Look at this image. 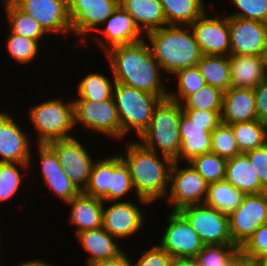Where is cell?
<instances>
[{
	"mask_svg": "<svg viewBox=\"0 0 267 266\" xmlns=\"http://www.w3.org/2000/svg\"><path fill=\"white\" fill-rule=\"evenodd\" d=\"M254 120L258 119L253 89L231 87L224 92L222 122L235 124Z\"/></svg>",
	"mask_w": 267,
	"mask_h": 266,
	"instance_id": "22",
	"label": "cell"
},
{
	"mask_svg": "<svg viewBox=\"0 0 267 266\" xmlns=\"http://www.w3.org/2000/svg\"><path fill=\"white\" fill-rule=\"evenodd\" d=\"M233 266H260V260H252L240 255Z\"/></svg>",
	"mask_w": 267,
	"mask_h": 266,
	"instance_id": "51",
	"label": "cell"
},
{
	"mask_svg": "<svg viewBox=\"0 0 267 266\" xmlns=\"http://www.w3.org/2000/svg\"><path fill=\"white\" fill-rule=\"evenodd\" d=\"M62 97L51 98L30 106L28 113L34 131L36 144H48L55 140L73 138L74 106L72 100L65 102Z\"/></svg>",
	"mask_w": 267,
	"mask_h": 266,
	"instance_id": "6",
	"label": "cell"
},
{
	"mask_svg": "<svg viewBox=\"0 0 267 266\" xmlns=\"http://www.w3.org/2000/svg\"><path fill=\"white\" fill-rule=\"evenodd\" d=\"M113 100L121 122V139L134 131L137 138L148 128L155 107L162 100L149 92L115 83Z\"/></svg>",
	"mask_w": 267,
	"mask_h": 266,
	"instance_id": "5",
	"label": "cell"
},
{
	"mask_svg": "<svg viewBox=\"0 0 267 266\" xmlns=\"http://www.w3.org/2000/svg\"><path fill=\"white\" fill-rule=\"evenodd\" d=\"M101 27L104 28H99L97 33H101L100 35L104 37L96 35L92 39L97 42L95 45H98L103 53L112 47L144 39V34L133 18L120 5Z\"/></svg>",
	"mask_w": 267,
	"mask_h": 266,
	"instance_id": "20",
	"label": "cell"
},
{
	"mask_svg": "<svg viewBox=\"0 0 267 266\" xmlns=\"http://www.w3.org/2000/svg\"><path fill=\"white\" fill-rule=\"evenodd\" d=\"M245 154L260 179L262 189L267 192V142Z\"/></svg>",
	"mask_w": 267,
	"mask_h": 266,
	"instance_id": "46",
	"label": "cell"
},
{
	"mask_svg": "<svg viewBox=\"0 0 267 266\" xmlns=\"http://www.w3.org/2000/svg\"><path fill=\"white\" fill-rule=\"evenodd\" d=\"M103 207L102 227L118 239L125 241L126 238L133 237L144 226V217L146 218V216L137 203L125 199L104 202Z\"/></svg>",
	"mask_w": 267,
	"mask_h": 266,
	"instance_id": "15",
	"label": "cell"
},
{
	"mask_svg": "<svg viewBox=\"0 0 267 266\" xmlns=\"http://www.w3.org/2000/svg\"><path fill=\"white\" fill-rule=\"evenodd\" d=\"M163 74L196 67L203 56L190 26L166 25L144 35Z\"/></svg>",
	"mask_w": 267,
	"mask_h": 266,
	"instance_id": "3",
	"label": "cell"
},
{
	"mask_svg": "<svg viewBox=\"0 0 267 266\" xmlns=\"http://www.w3.org/2000/svg\"><path fill=\"white\" fill-rule=\"evenodd\" d=\"M204 245H235L229 233V216L205 204L188 205L179 210Z\"/></svg>",
	"mask_w": 267,
	"mask_h": 266,
	"instance_id": "9",
	"label": "cell"
},
{
	"mask_svg": "<svg viewBox=\"0 0 267 266\" xmlns=\"http://www.w3.org/2000/svg\"><path fill=\"white\" fill-rule=\"evenodd\" d=\"M204 0H160L167 25L189 26L206 11Z\"/></svg>",
	"mask_w": 267,
	"mask_h": 266,
	"instance_id": "28",
	"label": "cell"
},
{
	"mask_svg": "<svg viewBox=\"0 0 267 266\" xmlns=\"http://www.w3.org/2000/svg\"><path fill=\"white\" fill-rule=\"evenodd\" d=\"M183 112L195 123L220 124L222 111L183 109Z\"/></svg>",
	"mask_w": 267,
	"mask_h": 266,
	"instance_id": "47",
	"label": "cell"
},
{
	"mask_svg": "<svg viewBox=\"0 0 267 266\" xmlns=\"http://www.w3.org/2000/svg\"><path fill=\"white\" fill-rule=\"evenodd\" d=\"M208 13L206 11L200 18L189 25L195 39L203 55L229 56L230 31L228 16L218 15L216 12L214 13L215 17H209Z\"/></svg>",
	"mask_w": 267,
	"mask_h": 266,
	"instance_id": "14",
	"label": "cell"
},
{
	"mask_svg": "<svg viewBox=\"0 0 267 266\" xmlns=\"http://www.w3.org/2000/svg\"><path fill=\"white\" fill-rule=\"evenodd\" d=\"M79 141V137L55 140L48 145L56 153L64 172L76 186L83 191L87 186L93 165L96 160L88 152V148Z\"/></svg>",
	"mask_w": 267,
	"mask_h": 266,
	"instance_id": "13",
	"label": "cell"
},
{
	"mask_svg": "<svg viewBox=\"0 0 267 266\" xmlns=\"http://www.w3.org/2000/svg\"><path fill=\"white\" fill-rule=\"evenodd\" d=\"M224 92L205 84L196 93L188 96L182 103L183 109L222 111Z\"/></svg>",
	"mask_w": 267,
	"mask_h": 266,
	"instance_id": "40",
	"label": "cell"
},
{
	"mask_svg": "<svg viewBox=\"0 0 267 266\" xmlns=\"http://www.w3.org/2000/svg\"><path fill=\"white\" fill-rule=\"evenodd\" d=\"M228 216L231 239L240 248L259 226L267 223V192L244 195Z\"/></svg>",
	"mask_w": 267,
	"mask_h": 266,
	"instance_id": "10",
	"label": "cell"
},
{
	"mask_svg": "<svg viewBox=\"0 0 267 266\" xmlns=\"http://www.w3.org/2000/svg\"><path fill=\"white\" fill-rule=\"evenodd\" d=\"M197 68L206 84L223 92L232 87L228 56L203 55Z\"/></svg>",
	"mask_w": 267,
	"mask_h": 266,
	"instance_id": "30",
	"label": "cell"
},
{
	"mask_svg": "<svg viewBox=\"0 0 267 266\" xmlns=\"http://www.w3.org/2000/svg\"><path fill=\"white\" fill-rule=\"evenodd\" d=\"M189 163L209 184L225 179L227 160L213 152L194 157Z\"/></svg>",
	"mask_w": 267,
	"mask_h": 266,
	"instance_id": "41",
	"label": "cell"
},
{
	"mask_svg": "<svg viewBox=\"0 0 267 266\" xmlns=\"http://www.w3.org/2000/svg\"><path fill=\"white\" fill-rule=\"evenodd\" d=\"M31 168L30 164L0 162V203L9 201L19 192L23 178L29 175Z\"/></svg>",
	"mask_w": 267,
	"mask_h": 266,
	"instance_id": "35",
	"label": "cell"
},
{
	"mask_svg": "<svg viewBox=\"0 0 267 266\" xmlns=\"http://www.w3.org/2000/svg\"><path fill=\"white\" fill-rule=\"evenodd\" d=\"M174 161L170 170L169 190L167 196L171 211H179L188 205L204 204L207 197L208 183L189 163L179 166Z\"/></svg>",
	"mask_w": 267,
	"mask_h": 266,
	"instance_id": "7",
	"label": "cell"
},
{
	"mask_svg": "<svg viewBox=\"0 0 267 266\" xmlns=\"http://www.w3.org/2000/svg\"><path fill=\"white\" fill-rule=\"evenodd\" d=\"M231 86L254 89L267 79L263 56L229 55Z\"/></svg>",
	"mask_w": 267,
	"mask_h": 266,
	"instance_id": "25",
	"label": "cell"
},
{
	"mask_svg": "<svg viewBox=\"0 0 267 266\" xmlns=\"http://www.w3.org/2000/svg\"><path fill=\"white\" fill-rule=\"evenodd\" d=\"M3 7L8 21V28L11 32L35 39L40 44L41 39L49 34L31 15L21 11L11 0H3ZM47 34V35H46Z\"/></svg>",
	"mask_w": 267,
	"mask_h": 266,
	"instance_id": "29",
	"label": "cell"
},
{
	"mask_svg": "<svg viewBox=\"0 0 267 266\" xmlns=\"http://www.w3.org/2000/svg\"><path fill=\"white\" fill-rule=\"evenodd\" d=\"M244 194L225 179L208 184L205 205L223 214H231L242 202Z\"/></svg>",
	"mask_w": 267,
	"mask_h": 266,
	"instance_id": "31",
	"label": "cell"
},
{
	"mask_svg": "<svg viewBox=\"0 0 267 266\" xmlns=\"http://www.w3.org/2000/svg\"><path fill=\"white\" fill-rule=\"evenodd\" d=\"M65 204L70 207L68 222L75 226V236L79 232L102 227L103 200L81 192Z\"/></svg>",
	"mask_w": 267,
	"mask_h": 266,
	"instance_id": "24",
	"label": "cell"
},
{
	"mask_svg": "<svg viewBox=\"0 0 267 266\" xmlns=\"http://www.w3.org/2000/svg\"><path fill=\"white\" fill-rule=\"evenodd\" d=\"M72 36L82 38L97 32L119 6V0H68Z\"/></svg>",
	"mask_w": 267,
	"mask_h": 266,
	"instance_id": "11",
	"label": "cell"
},
{
	"mask_svg": "<svg viewBox=\"0 0 267 266\" xmlns=\"http://www.w3.org/2000/svg\"><path fill=\"white\" fill-rule=\"evenodd\" d=\"M105 76L103 73L90 72L84 75L77 87L76 99H88L92 101H105L113 99L115 79Z\"/></svg>",
	"mask_w": 267,
	"mask_h": 266,
	"instance_id": "32",
	"label": "cell"
},
{
	"mask_svg": "<svg viewBox=\"0 0 267 266\" xmlns=\"http://www.w3.org/2000/svg\"><path fill=\"white\" fill-rule=\"evenodd\" d=\"M133 190V191H132ZM134 192L127 164L119 154L113 155V172L110 173L109 201H120Z\"/></svg>",
	"mask_w": 267,
	"mask_h": 266,
	"instance_id": "39",
	"label": "cell"
},
{
	"mask_svg": "<svg viewBox=\"0 0 267 266\" xmlns=\"http://www.w3.org/2000/svg\"><path fill=\"white\" fill-rule=\"evenodd\" d=\"M182 105L168 98L155 107L148 128L138 137L145 148L159 155L178 161L180 148V117Z\"/></svg>",
	"mask_w": 267,
	"mask_h": 266,
	"instance_id": "4",
	"label": "cell"
},
{
	"mask_svg": "<svg viewBox=\"0 0 267 266\" xmlns=\"http://www.w3.org/2000/svg\"><path fill=\"white\" fill-rule=\"evenodd\" d=\"M119 5L144 35L167 25L160 0H119Z\"/></svg>",
	"mask_w": 267,
	"mask_h": 266,
	"instance_id": "26",
	"label": "cell"
},
{
	"mask_svg": "<svg viewBox=\"0 0 267 266\" xmlns=\"http://www.w3.org/2000/svg\"><path fill=\"white\" fill-rule=\"evenodd\" d=\"M113 172V155L95 161L84 194L109 201L110 173Z\"/></svg>",
	"mask_w": 267,
	"mask_h": 266,
	"instance_id": "34",
	"label": "cell"
},
{
	"mask_svg": "<svg viewBox=\"0 0 267 266\" xmlns=\"http://www.w3.org/2000/svg\"><path fill=\"white\" fill-rule=\"evenodd\" d=\"M219 124L193 122L184 112L180 117V148L178 162H189L194 157L211 152V132Z\"/></svg>",
	"mask_w": 267,
	"mask_h": 266,
	"instance_id": "21",
	"label": "cell"
},
{
	"mask_svg": "<svg viewBox=\"0 0 267 266\" xmlns=\"http://www.w3.org/2000/svg\"><path fill=\"white\" fill-rule=\"evenodd\" d=\"M21 11L35 18L49 34L72 35L68 0H11Z\"/></svg>",
	"mask_w": 267,
	"mask_h": 266,
	"instance_id": "17",
	"label": "cell"
},
{
	"mask_svg": "<svg viewBox=\"0 0 267 266\" xmlns=\"http://www.w3.org/2000/svg\"><path fill=\"white\" fill-rule=\"evenodd\" d=\"M173 257L159 244L152 246L136 258L134 266H169Z\"/></svg>",
	"mask_w": 267,
	"mask_h": 266,
	"instance_id": "45",
	"label": "cell"
},
{
	"mask_svg": "<svg viewBox=\"0 0 267 266\" xmlns=\"http://www.w3.org/2000/svg\"><path fill=\"white\" fill-rule=\"evenodd\" d=\"M39 156V169L42 182L50 192L58 196L64 203L69 202L73 197L82 191L74 184L64 172L63 166L59 163L54 150L48 144H36Z\"/></svg>",
	"mask_w": 267,
	"mask_h": 266,
	"instance_id": "19",
	"label": "cell"
},
{
	"mask_svg": "<svg viewBox=\"0 0 267 266\" xmlns=\"http://www.w3.org/2000/svg\"><path fill=\"white\" fill-rule=\"evenodd\" d=\"M230 5L236 12L231 11L226 16L267 23V0H230Z\"/></svg>",
	"mask_w": 267,
	"mask_h": 266,
	"instance_id": "43",
	"label": "cell"
},
{
	"mask_svg": "<svg viewBox=\"0 0 267 266\" xmlns=\"http://www.w3.org/2000/svg\"><path fill=\"white\" fill-rule=\"evenodd\" d=\"M16 266H57V265H54V264H50L48 263V261L46 262V260H43L41 258H37V259H34V260H30V261H23L21 263H19L18 265L16 264Z\"/></svg>",
	"mask_w": 267,
	"mask_h": 266,
	"instance_id": "52",
	"label": "cell"
},
{
	"mask_svg": "<svg viewBox=\"0 0 267 266\" xmlns=\"http://www.w3.org/2000/svg\"><path fill=\"white\" fill-rule=\"evenodd\" d=\"M241 255L236 245H204L195 257L197 266H233Z\"/></svg>",
	"mask_w": 267,
	"mask_h": 266,
	"instance_id": "37",
	"label": "cell"
},
{
	"mask_svg": "<svg viewBox=\"0 0 267 266\" xmlns=\"http://www.w3.org/2000/svg\"><path fill=\"white\" fill-rule=\"evenodd\" d=\"M42 44L35 39H30L22 35H18L9 30L6 34L5 48L10 58L14 59L18 64L26 65L37 59L41 51Z\"/></svg>",
	"mask_w": 267,
	"mask_h": 266,
	"instance_id": "36",
	"label": "cell"
},
{
	"mask_svg": "<svg viewBox=\"0 0 267 266\" xmlns=\"http://www.w3.org/2000/svg\"><path fill=\"white\" fill-rule=\"evenodd\" d=\"M263 59H264V65L267 71V46L265 48L264 54H263Z\"/></svg>",
	"mask_w": 267,
	"mask_h": 266,
	"instance_id": "53",
	"label": "cell"
},
{
	"mask_svg": "<svg viewBox=\"0 0 267 266\" xmlns=\"http://www.w3.org/2000/svg\"><path fill=\"white\" fill-rule=\"evenodd\" d=\"M127 255V252H122L119 256L111 259L99 260L90 266H134L133 261Z\"/></svg>",
	"mask_w": 267,
	"mask_h": 266,
	"instance_id": "49",
	"label": "cell"
},
{
	"mask_svg": "<svg viewBox=\"0 0 267 266\" xmlns=\"http://www.w3.org/2000/svg\"><path fill=\"white\" fill-rule=\"evenodd\" d=\"M10 112H0V162L30 164L32 140Z\"/></svg>",
	"mask_w": 267,
	"mask_h": 266,
	"instance_id": "16",
	"label": "cell"
},
{
	"mask_svg": "<svg viewBox=\"0 0 267 266\" xmlns=\"http://www.w3.org/2000/svg\"><path fill=\"white\" fill-rule=\"evenodd\" d=\"M76 242L89 255L85 262L86 266L99 260L114 258L124 251L120 247L119 239L110 235L103 227L79 232L76 235Z\"/></svg>",
	"mask_w": 267,
	"mask_h": 266,
	"instance_id": "23",
	"label": "cell"
},
{
	"mask_svg": "<svg viewBox=\"0 0 267 266\" xmlns=\"http://www.w3.org/2000/svg\"><path fill=\"white\" fill-rule=\"evenodd\" d=\"M257 119L267 123V79L253 89Z\"/></svg>",
	"mask_w": 267,
	"mask_h": 266,
	"instance_id": "48",
	"label": "cell"
},
{
	"mask_svg": "<svg viewBox=\"0 0 267 266\" xmlns=\"http://www.w3.org/2000/svg\"><path fill=\"white\" fill-rule=\"evenodd\" d=\"M103 54L115 83L149 92L162 100L168 97L169 89L162 78L165 76L146 39L112 47Z\"/></svg>",
	"mask_w": 267,
	"mask_h": 266,
	"instance_id": "1",
	"label": "cell"
},
{
	"mask_svg": "<svg viewBox=\"0 0 267 266\" xmlns=\"http://www.w3.org/2000/svg\"><path fill=\"white\" fill-rule=\"evenodd\" d=\"M239 249L245 258L267 259V223L259 226Z\"/></svg>",
	"mask_w": 267,
	"mask_h": 266,
	"instance_id": "44",
	"label": "cell"
},
{
	"mask_svg": "<svg viewBox=\"0 0 267 266\" xmlns=\"http://www.w3.org/2000/svg\"><path fill=\"white\" fill-rule=\"evenodd\" d=\"M240 153H246L267 142V123L254 120L230 124Z\"/></svg>",
	"mask_w": 267,
	"mask_h": 266,
	"instance_id": "33",
	"label": "cell"
},
{
	"mask_svg": "<svg viewBox=\"0 0 267 266\" xmlns=\"http://www.w3.org/2000/svg\"><path fill=\"white\" fill-rule=\"evenodd\" d=\"M127 164L136 198L144 207L166 198L173 161L145 148L137 140L127 141L125 153L120 154Z\"/></svg>",
	"mask_w": 267,
	"mask_h": 266,
	"instance_id": "2",
	"label": "cell"
},
{
	"mask_svg": "<svg viewBox=\"0 0 267 266\" xmlns=\"http://www.w3.org/2000/svg\"><path fill=\"white\" fill-rule=\"evenodd\" d=\"M169 266H197L195 259L173 257Z\"/></svg>",
	"mask_w": 267,
	"mask_h": 266,
	"instance_id": "50",
	"label": "cell"
},
{
	"mask_svg": "<svg viewBox=\"0 0 267 266\" xmlns=\"http://www.w3.org/2000/svg\"><path fill=\"white\" fill-rule=\"evenodd\" d=\"M0 251H1V246H0ZM1 253V252H0ZM0 258H1V254H0ZM0 262H1V259H0ZM0 266H1V263H0Z\"/></svg>",
	"mask_w": 267,
	"mask_h": 266,
	"instance_id": "55",
	"label": "cell"
},
{
	"mask_svg": "<svg viewBox=\"0 0 267 266\" xmlns=\"http://www.w3.org/2000/svg\"><path fill=\"white\" fill-rule=\"evenodd\" d=\"M173 75H175L173 79H176L177 90L168 91L170 93L167 98L180 104L206 84L197 66L179 70Z\"/></svg>",
	"mask_w": 267,
	"mask_h": 266,
	"instance_id": "38",
	"label": "cell"
},
{
	"mask_svg": "<svg viewBox=\"0 0 267 266\" xmlns=\"http://www.w3.org/2000/svg\"><path fill=\"white\" fill-rule=\"evenodd\" d=\"M74 106L75 126L104 134L109 138L121 141V122L113 99L105 101H92L88 99H75Z\"/></svg>",
	"mask_w": 267,
	"mask_h": 266,
	"instance_id": "8",
	"label": "cell"
},
{
	"mask_svg": "<svg viewBox=\"0 0 267 266\" xmlns=\"http://www.w3.org/2000/svg\"><path fill=\"white\" fill-rule=\"evenodd\" d=\"M260 266H267V259H260Z\"/></svg>",
	"mask_w": 267,
	"mask_h": 266,
	"instance_id": "54",
	"label": "cell"
},
{
	"mask_svg": "<svg viewBox=\"0 0 267 266\" xmlns=\"http://www.w3.org/2000/svg\"><path fill=\"white\" fill-rule=\"evenodd\" d=\"M170 213L165 218L167 226L160 237L159 245L172 257L195 259L204 244L179 211H170Z\"/></svg>",
	"mask_w": 267,
	"mask_h": 266,
	"instance_id": "12",
	"label": "cell"
},
{
	"mask_svg": "<svg viewBox=\"0 0 267 266\" xmlns=\"http://www.w3.org/2000/svg\"><path fill=\"white\" fill-rule=\"evenodd\" d=\"M231 55L263 56L267 46V23L228 16Z\"/></svg>",
	"mask_w": 267,
	"mask_h": 266,
	"instance_id": "18",
	"label": "cell"
},
{
	"mask_svg": "<svg viewBox=\"0 0 267 266\" xmlns=\"http://www.w3.org/2000/svg\"><path fill=\"white\" fill-rule=\"evenodd\" d=\"M225 180L244 195L265 192L260 179L245 153L227 160Z\"/></svg>",
	"mask_w": 267,
	"mask_h": 266,
	"instance_id": "27",
	"label": "cell"
},
{
	"mask_svg": "<svg viewBox=\"0 0 267 266\" xmlns=\"http://www.w3.org/2000/svg\"><path fill=\"white\" fill-rule=\"evenodd\" d=\"M211 152L226 160L241 154L230 124L221 122L211 132Z\"/></svg>",
	"mask_w": 267,
	"mask_h": 266,
	"instance_id": "42",
	"label": "cell"
}]
</instances>
